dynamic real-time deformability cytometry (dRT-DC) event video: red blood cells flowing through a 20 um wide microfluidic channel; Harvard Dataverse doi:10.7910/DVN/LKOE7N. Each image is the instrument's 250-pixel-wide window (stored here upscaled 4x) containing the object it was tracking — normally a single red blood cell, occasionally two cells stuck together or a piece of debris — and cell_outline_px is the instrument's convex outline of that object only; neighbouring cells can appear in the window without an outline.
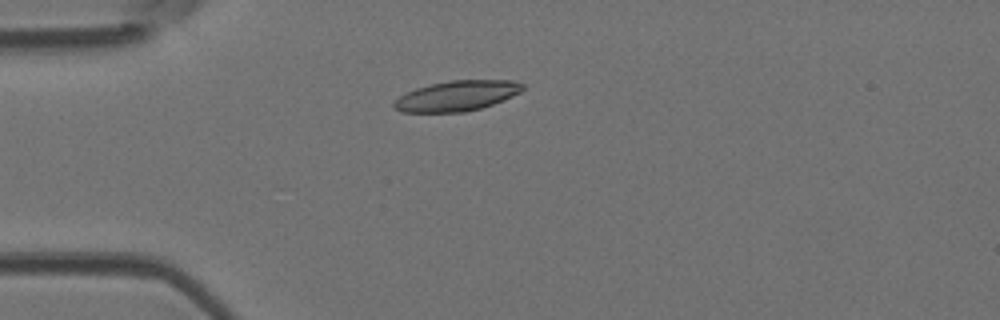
{"species": "Egyptian fruit bat (a non-hibernating species)", "species_latin": "Rousettus aegyptiacus", "temperature_condition": "room temperature", "stored_images_in_passage": 5, "camera_frame_rate_fps": 3000, "um_per_image_px": 0.085, "animal": {"sex": "female"}, "frame": {"image": 1, "passage_image": 4, "time_ms": 1.0, "image_size_px": [1000, 320], "cell_outline_px": [[524, 88], [520, 92], [504, 100], [480, 108], [464, 112], [400, 112], [392, 104], [400, 96], [416, 88], [432, 84], [452, 80], [516, 80], [524, 84]], "centroid_in_image_um": [38.87, 8.14], "position_along_channel_um": 46.1, "area_um2": 22.54}}